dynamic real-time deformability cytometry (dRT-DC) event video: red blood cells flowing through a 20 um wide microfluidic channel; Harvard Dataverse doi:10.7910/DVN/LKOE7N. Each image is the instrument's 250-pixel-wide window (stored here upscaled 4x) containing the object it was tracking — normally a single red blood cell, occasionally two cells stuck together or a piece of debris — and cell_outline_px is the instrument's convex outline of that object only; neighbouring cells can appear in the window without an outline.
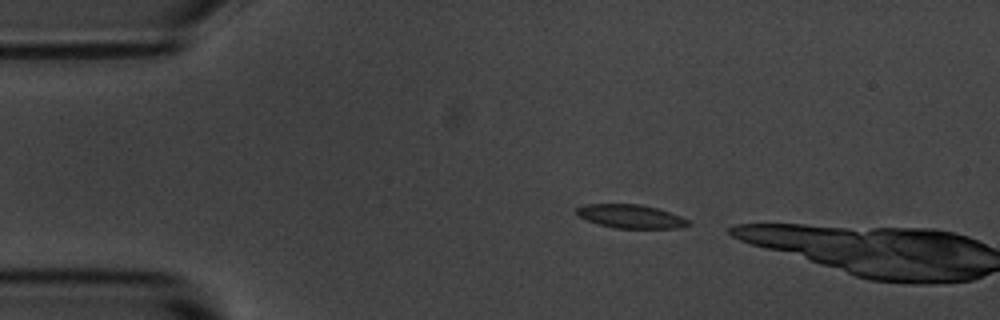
{"species": "common noctule bat (a hibernating species)", "species_latin": "Nyctalus noctula", "temperature_condition": "room temperature", "stored_images_in_passage": 2, "camera_frame_rate_fps": 3000, "um_per_image_px": 0.085, "animal": {"sex": "male", "body_mass_g": 20.1, "forearm_length_mm": 53.5}, "frame": {"image": 1, "passage_image": 1, "time_ms": 0.0, "image_size_px": [1000, 320], "cell_outline_px": [[692, 224], [684, 228], [612, 228], [576, 216], [576, 208], [584, 204], [640, 204], [656, 208], [680, 216], [688, 220]], "centroid_in_image_um": [53.6, 18.39], "position_along_channel_um": 31.4, "area_um2": 15.37}}